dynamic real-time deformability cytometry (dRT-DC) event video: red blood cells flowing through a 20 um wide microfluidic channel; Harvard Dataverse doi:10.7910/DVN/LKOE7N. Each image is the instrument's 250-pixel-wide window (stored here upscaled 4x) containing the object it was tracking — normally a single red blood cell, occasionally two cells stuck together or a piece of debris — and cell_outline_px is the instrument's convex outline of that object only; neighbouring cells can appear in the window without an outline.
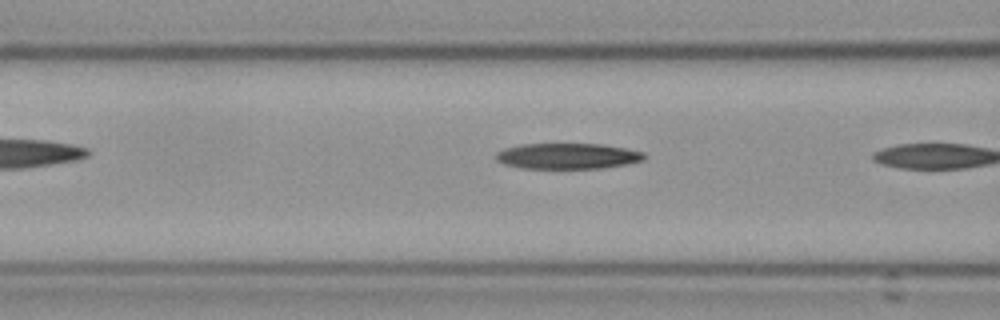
{"species": "Egyptian fruit bat (a non-hibernating species)", "species_latin": "Rousettus aegyptiacus", "temperature_condition": "cold", "stored_images_in_passage": 9, "camera_frame_rate_fps": 3000, "um_per_image_px": 0.085, "frame": {"image": 1, "passage_image": 8, "time_ms": 2.333, "image_size_px": [1000, 320], "cell_outline_px": [[644, 160], [628, 164], [600, 168], [520, 168], [504, 164], [496, 160], [496, 152], [504, 148], [520, 144], [600, 144], [624, 148], [644, 152]], "centroid_in_image_um": [48.21, 13.26], "position_along_channel_um": 118.4, "area_um2": 22.2}}